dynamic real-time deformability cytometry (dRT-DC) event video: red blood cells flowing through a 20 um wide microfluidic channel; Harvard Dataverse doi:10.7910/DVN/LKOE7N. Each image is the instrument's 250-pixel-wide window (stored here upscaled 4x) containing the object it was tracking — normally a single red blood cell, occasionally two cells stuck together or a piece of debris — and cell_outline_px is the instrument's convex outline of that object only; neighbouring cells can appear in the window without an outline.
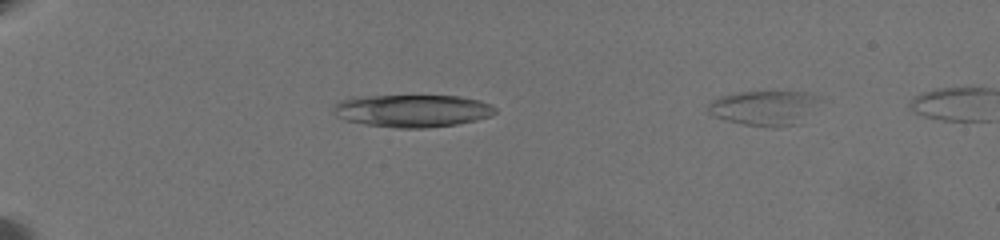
{"species": "common noctule bat (a hibernating species)", "species_latin": "Nyctalus noctula", "temperature_condition": "warm", "stored_images_in_passage": 22, "camera_frame_rate_fps": 3000, "um_per_image_px": 0.085, "animal": {"sex": "female", "body_mass_g": 19.5, "forearm_length_mm": 54.1}, "frame": {"image": 1, "passage_image": 1, "time_ms": 0.0, "image_size_px": [1000, 240], "cell_outline_px": [[496, 112], [492, 116], [476, 120], [456, 124], [424, 128], [400, 128], [368, 124], [344, 120], [336, 116], [332, 112], [332, 108], [336, 104], [344, 100], [360, 96], [456, 96], [480, 100], [492, 104], [496, 108]], "centroid_in_image_um": [35.08, 9.41], "position_along_channel_um": 49.9, "area_um2": 30.52}}
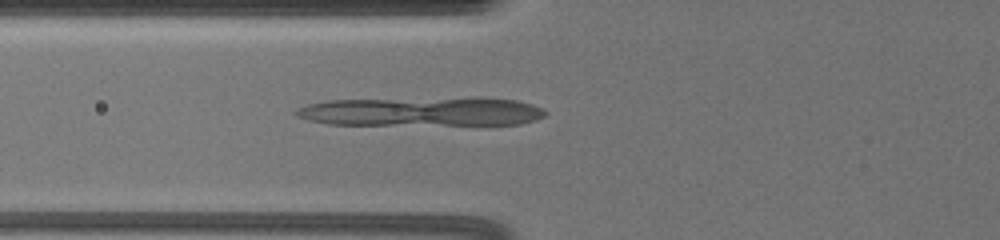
{"frame": {"image": 2, "passage_image": 8, "time_ms": 2.333, "image_size_px": [1000, 240], "cell_outline_px": [[548, 112], [544, 116], [536, 120], [520, 124], [328, 124], [308, 120], [296, 116], [292, 112], [296, 108], [308, 104], [328, 100], [476, 96], [516, 100], [532, 104]], "centroid_in_image_um": [35.84, 9.45], "position_along_channel_um": 90.0, "area_um2": 42.89}}